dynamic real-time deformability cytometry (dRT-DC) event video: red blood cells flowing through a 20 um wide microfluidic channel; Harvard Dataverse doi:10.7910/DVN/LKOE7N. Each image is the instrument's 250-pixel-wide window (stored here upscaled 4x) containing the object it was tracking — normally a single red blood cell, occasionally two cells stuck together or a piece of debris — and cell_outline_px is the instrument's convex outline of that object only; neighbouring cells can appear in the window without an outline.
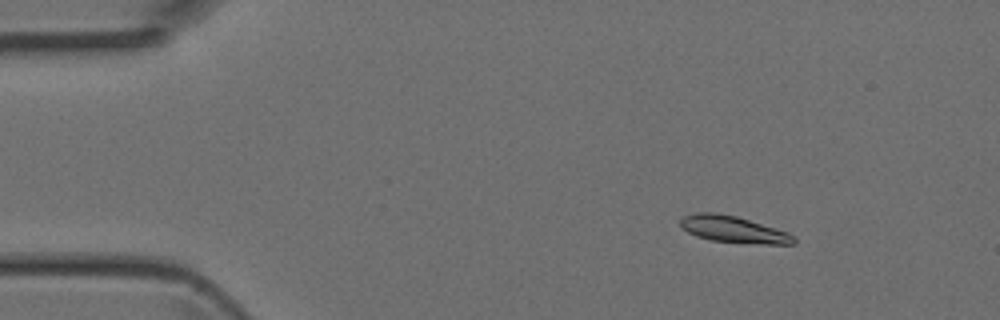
{"species": "Egyptian fruit bat (a non-hibernating species)", "species_latin": "Rousettus aegyptiacus", "temperature_condition": "room temperature", "stored_images_in_passage": 5, "segment_of_instrument_passage": [1, 2], "camera_frame_rate_fps": 3000, "um_per_image_px": 0.085, "animal": {"sex": "female"}, "frame": {"image": 1, "passage_image": 2, "time_ms": 0.333, "image_size_px": [1000, 320], "cell_outline_px": [[796, 244], [764, 244], [712, 240], [696, 236], [680, 228], [680, 220], [684, 216], [696, 212], [716, 212], [736, 216], [788, 232], [796, 236]], "centroid_in_image_um": [62.34, 19.49], "position_along_channel_um": 22.7, "area_um2": 17.57}}